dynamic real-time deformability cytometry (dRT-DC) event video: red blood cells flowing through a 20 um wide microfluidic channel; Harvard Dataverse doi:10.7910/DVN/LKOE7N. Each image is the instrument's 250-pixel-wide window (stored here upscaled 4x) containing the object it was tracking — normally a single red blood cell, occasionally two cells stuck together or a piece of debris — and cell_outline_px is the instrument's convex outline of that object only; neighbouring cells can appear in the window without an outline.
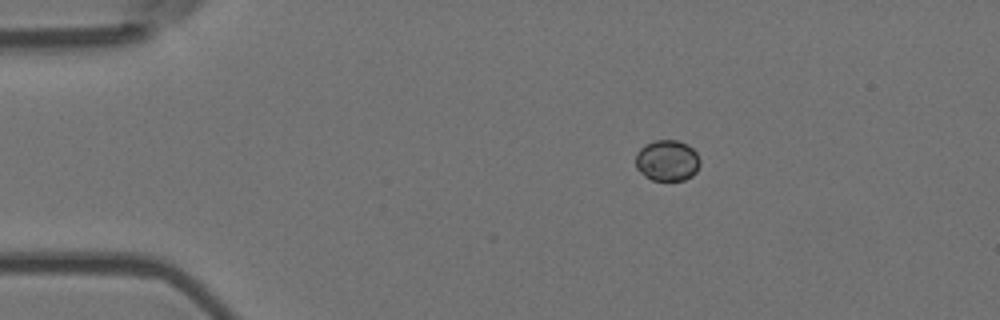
{"species": "Egyptian fruit bat (a non-hibernating species)", "species_latin": "Rousettus aegyptiacus", "temperature_condition": "room temperature", "stored_images_in_passage": 8, "camera_frame_rate_fps": 3000, "um_per_image_px": 0.085, "animal": {"sex": "female"}, "frame": {"image": 1, "passage_image": 1, "time_ms": 0.0, "image_size_px": [1000, 320], "cell_outline_px": [[700, 164], [696, 172], [692, 176], [684, 180], [652, 180], [644, 176], [636, 168], [636, 152], [644, 144], [656, 140], [676, 140], [688, 144], [696, 152], [700, 160]], "centroid_in_image_um": [56.71, 13.64], "position_along_channel_um": 28.3, "area_um2": 15.55}}